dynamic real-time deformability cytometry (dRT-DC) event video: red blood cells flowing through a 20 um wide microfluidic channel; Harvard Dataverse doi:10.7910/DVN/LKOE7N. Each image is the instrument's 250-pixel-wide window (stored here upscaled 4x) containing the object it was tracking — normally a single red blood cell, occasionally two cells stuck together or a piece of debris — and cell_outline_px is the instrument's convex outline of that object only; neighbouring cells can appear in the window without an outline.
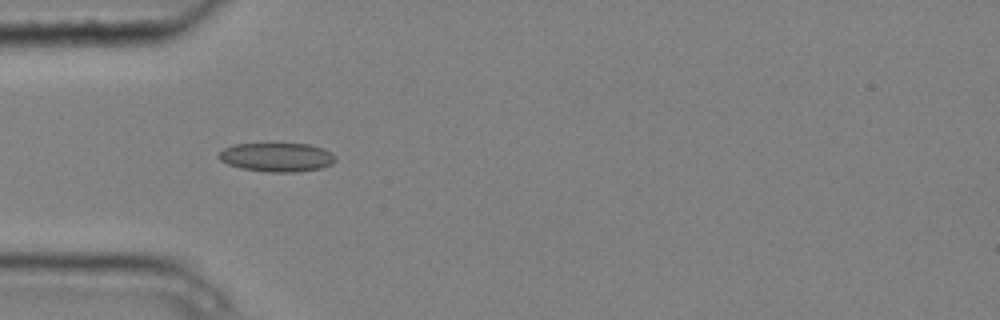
{"species": "common noctule bat (a hibernating species)", "species_latin": "Nyctalus noctula", "temperature_condition": "cold", "stored_images_in_passage": 8, "camera_frame_rate_fps": 3000, "um_per_image_px": 0.085, "animal": {"sex": "male", "body_mass_g": 20.4}, "frame": {"image": 1, "passage_image": 5, "time_ms": 1.333, "image_size_px": [1000, 320], "cell_outline_px": [[336, 160], [332, 164], [320, 168], [296, 172], [268, 172], [240, 168], [228, 164], [220, 160], [216, 156], [224, 148], [232, 144], [308, 144], [324, 148], [336, 156]], "centroid_in_image_um": [23.52, 13.36], "position_along_channel_um": 61.5, "area_um2": 19.71}}
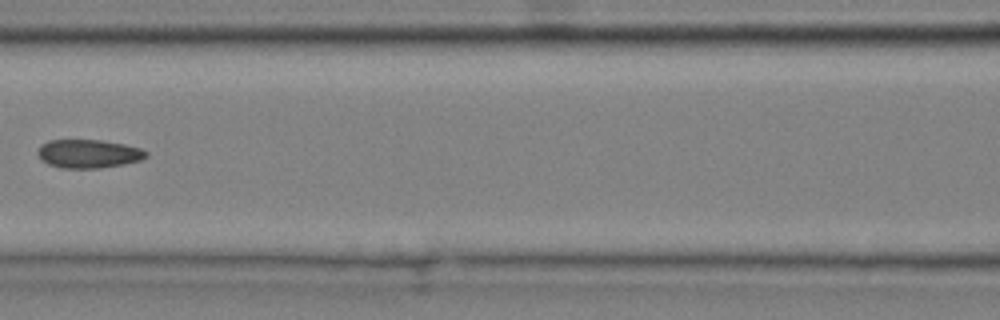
{"frame": {"image": 2, "passage_image": 7, "time_ms": 2.0, "image_size_px": [1000, 320], "cell_outline_px": [[148, 156], [140, 160], [124, 164], [100, 168], [60, 168], [48, 164], [40, 160], [36, 152], [40, 144], [48, 140], [100, 140], [124, 144], [140, 148], [148, 152]], "centroid_in_image_um": [7.48, 13.07], "position_along_channel_um": 159.1, "area_um2": 18.21}}
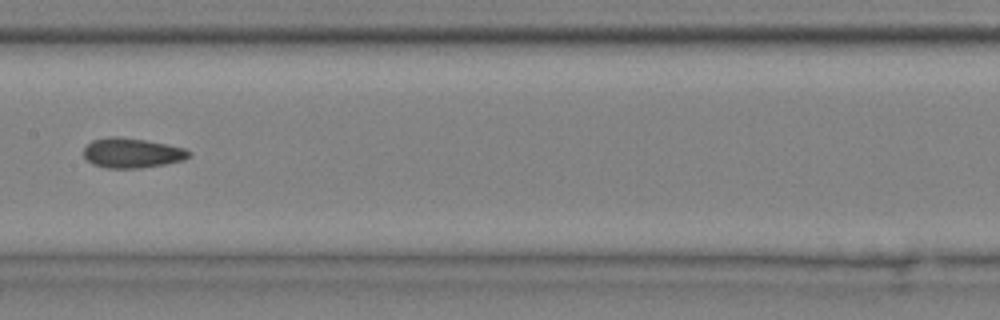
{"frame": {"image": 3, "passage_image": 8, "time_ms": 2.333, "image_size_px": [1000, 320], "cell_outline_px": [[192, 156], [184, 160], [164, 164], [140, 168], [108, 168], [92, 164], [84, 156], [84, 148], [92, 140], [108, 136], [116, 136], [144, 140], [184, 148], [192, 152]], "centroid_in_image_um": [11.22, 13.0], "position_along_channel_um": 196.2, "area_um2": 18.26}}